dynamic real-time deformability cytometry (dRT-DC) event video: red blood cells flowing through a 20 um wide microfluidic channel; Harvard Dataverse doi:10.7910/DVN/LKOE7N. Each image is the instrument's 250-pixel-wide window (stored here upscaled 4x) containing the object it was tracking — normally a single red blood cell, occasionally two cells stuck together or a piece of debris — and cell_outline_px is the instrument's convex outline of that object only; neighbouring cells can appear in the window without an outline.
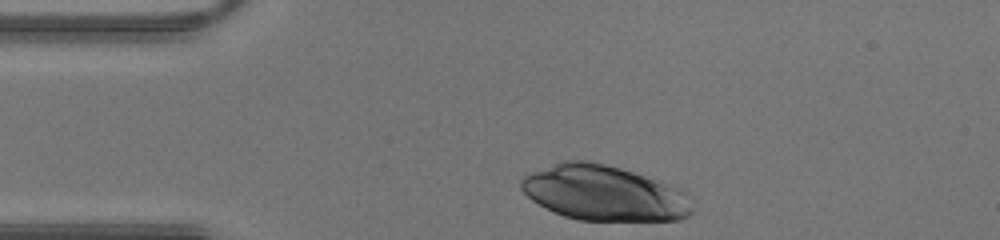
{"species": "human", "species_latin": "Homo sapiens", "temperature_condition": "warm", "stored_images_in_passage": 26, "camera_frame_rate_fps": 3000, "um_per_image_px": 0.085, "donor": {"sex": "male"}, "frame": {"image": 1, "passage_image": 1, "time_ms": 0.0, "image_size_px": [1000, 240], "cell_outline_px": [[692, 212], [688, 216], [680, 220], [580, 220], [564, 216], [552, 212], [544, 208], [532, 200], [520, 188], [520, 180], [524, 176], [532, 172], [560, 160], [584, 160], [604, 164], [620, 168], [672, 184], [684, 188], [692, 208]], "centroid_in_image_um": [51.35, 16.41], "position_along_channel_um": 33.7, "area_um2": 55.31}}
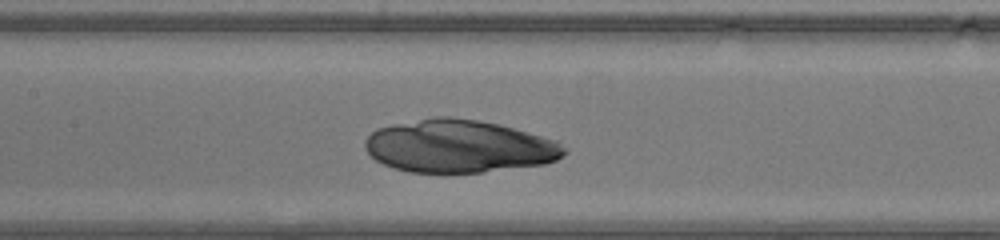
{"frame": {"image": 2, "passage_image": 12, "time_ms": 3.667, "image_size_px": [1000, 240], "cell_outline_px": [[568, 152], [556, 160], [544, 164], [484, 172], [412, 172], [396, 168], [384, 164], [376, 160], [364, 148], [364, 140], [376, 128], [392, 124], [432, 116], [452, 116], [500, 124], [556, 140], [568, 148]], "centroid_in_image_um": [39.02, 12.41], "position_along_channel_um": 168.4, "area_um2": 61.5}}
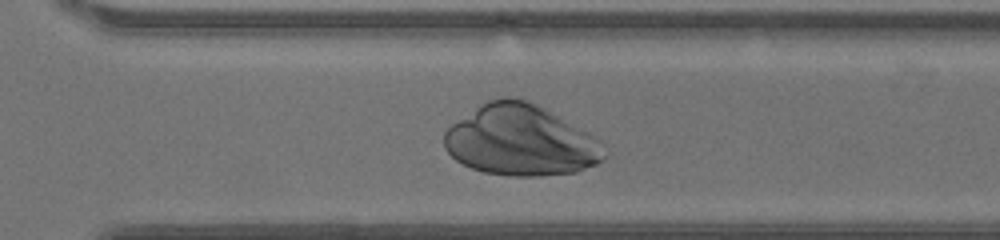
{"frame": {"image": 3, "passage_image": 22, "time_ms": 7.0, "image_size_px": [1000, 240], "cell_outline_px": [[604, 160], [596, 164], [576, 172], [540, 176], [508, 176], [484, 172], [472, 168], [456, 160], [444, 148], [444, 132], [452, 124], [480, 104], [488, 100], [504, 96], [512, 96], [528, 100], [544, 108], [592, 136], [604, 156]], "centroid_in_image_um": [44.17, 11.94], "position_along_channel_um": 326.4, "area_um2": 65.26}}